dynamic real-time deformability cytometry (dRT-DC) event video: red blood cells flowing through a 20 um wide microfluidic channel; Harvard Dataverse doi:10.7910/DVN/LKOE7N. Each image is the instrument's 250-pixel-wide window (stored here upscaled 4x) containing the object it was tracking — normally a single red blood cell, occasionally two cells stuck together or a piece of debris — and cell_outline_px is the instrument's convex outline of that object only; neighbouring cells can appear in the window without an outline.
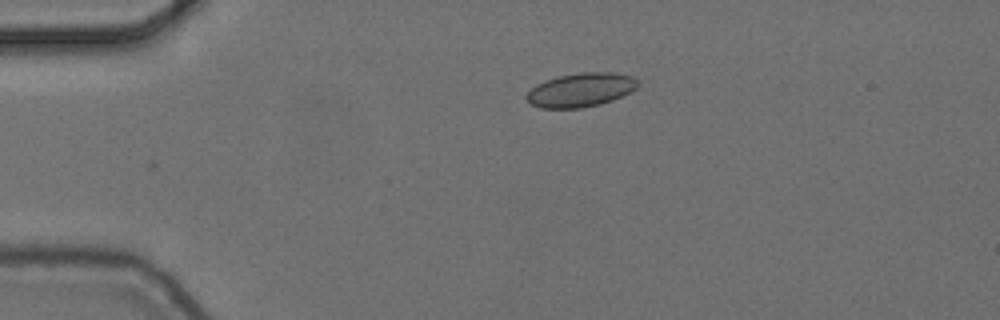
{"species": "common noctule bat (a hibernating species)", "species_latin": "Nyctalus noctula", "temperature_condition": "cold", "stored_images_in_passage": 4, "camera_frame_rate_fps": 3000, "um_per_image_px": 0.085, "animal": {"sex": "female", "body_mass_g": 24.6, "forearm_length_mm": 56.2}, "frame": {"image": 1, "passage_image": 1, "time_ms": 0.0, "image_size_px": [1000, 320], "cell_outline_px": [[640, 84], [636, 88], [612, 100], [600, 104], [580, 108], [540, 108], [532, 104], [524, 96], [536, 84], [544, 80], [560, 76], [580, 72], [616, 72], [632, 76], [640, 80]], "centroid_in_image_um": [49.38, 7.63], "position_along_channel_um": 35.6, "area_um2": 22.02}}
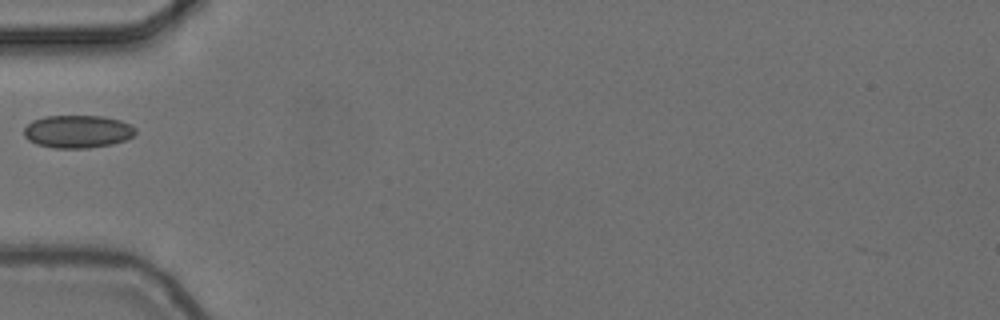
{"frame": {"image": 2, "passage_image": 3, "time_ms": 0.667, "image_size_px": [1000, 320], "cell_outline_px": [[136, 132], [132, 136], [124, 140], [112, 144], [88, 148], [52, 148], [36, 144], [28, 140], [24, 136], [24, 128], [32, 120], [44, 116], [100, 116], [120, 120], [136, 128]], "centroid_in_image_um": [6.56, 11.18], "position_along_channel_um": 78.4, "area_um2": 21.33}}
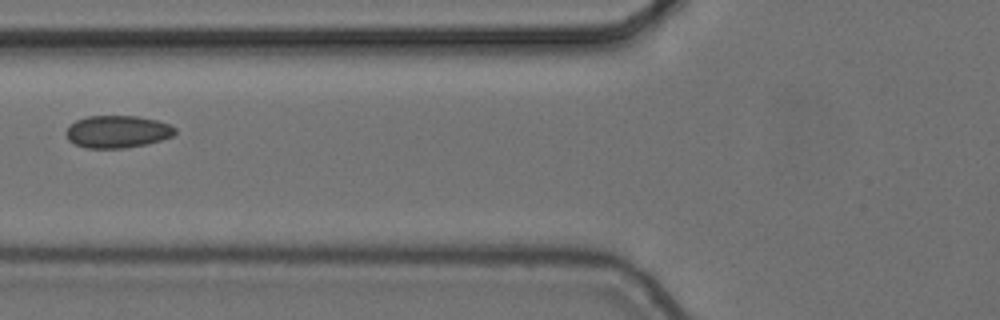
{"frame": {"image": 3, "passage_image": 4, "time_ms": 1.0, "image_size_px": [1000, 320], "cell_outline_px": [[176, 132], [172, 136], [148, 144], [124, 148], [84, 148], [68, 140], [64, 132], [76, 120], [88, 116], [136, 116], [156, 120], [168, 124], [176, 128]], "centroid_in_image_um": [9.97, 11.2], "position_along_channel_um": 115.8, "area_um2": 20.52}}